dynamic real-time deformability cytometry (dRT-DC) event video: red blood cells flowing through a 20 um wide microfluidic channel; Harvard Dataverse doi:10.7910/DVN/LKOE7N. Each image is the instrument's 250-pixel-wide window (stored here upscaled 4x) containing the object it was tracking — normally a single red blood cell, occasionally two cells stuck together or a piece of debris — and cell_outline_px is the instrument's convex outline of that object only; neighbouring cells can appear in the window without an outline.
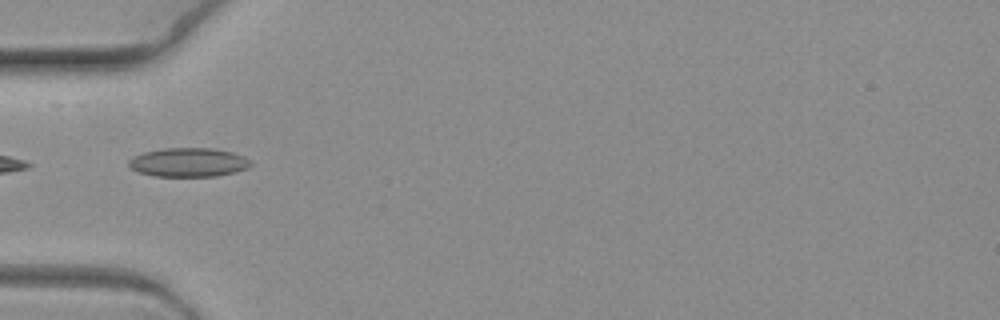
{"species": "common noctule bat (a hibernating species)", "species_latin": "Nyctalus noctula", "temperature_condition": "warm", "stored_images_in_passage": 2, "camera_frame_rate_fps": 3000, "um_per_image_px": 0.085, "animal": {"sex": "female", "body_mass_g": 19.3, "forearm_length_mm": 54.1}, "frame": {"image": 1, "passage_image": 1, "time_ms": 0.0, "image_size_px": [1000, 320], "cell_outline_px": [[252, 164], [248, 168], [236, 172], [216, 176], [156, 176], [140, 172], [128, 168], [128, 160], [132, 156], [144, 152], [164, 148], [212, 148], [232, 152], [244, 156]], "centroid_in_image_um": [16.0, 13.8], "position_along_channel_um": 69.0, "area_um2": 20.63}}